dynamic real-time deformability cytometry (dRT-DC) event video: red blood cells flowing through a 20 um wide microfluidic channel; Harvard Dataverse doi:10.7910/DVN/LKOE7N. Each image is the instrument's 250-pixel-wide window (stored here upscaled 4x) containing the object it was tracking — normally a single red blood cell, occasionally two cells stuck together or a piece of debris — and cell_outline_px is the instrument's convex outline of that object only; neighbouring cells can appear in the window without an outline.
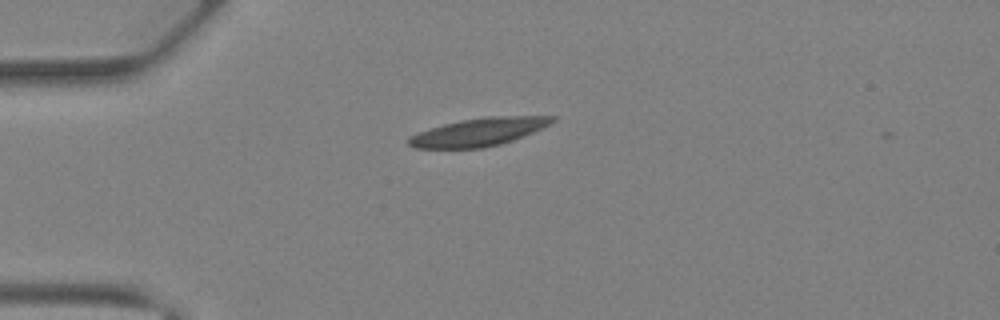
{"species": "Egyptian fruit bat (a non-hibernating species)", "species_latin": "Rousettus aegyptiacus", "temperature_condition": "warm", "stored_images_in_passage": 32, "camera_frame_rate_fps": 3000, "um_per_image_px": 0.085, "animal": {"sex": "female"}, "frame": {"image": 1, "passage_image": 1, "time_ms": 0.0, "image_size_px": [1000, 320], "cell_outline_px": [[556, 120], [532, 132], [512, 140], [500, 144], [484, 148], [416, 148], [408, 144], [408, 136], [416, 132], [444, 124], [460, 120], [484, 116], [556, 116]], "centroid_in_image_um": [40.64, 11.21], "position_along_channel_um": 44.4, "area_um2": 23.29}}
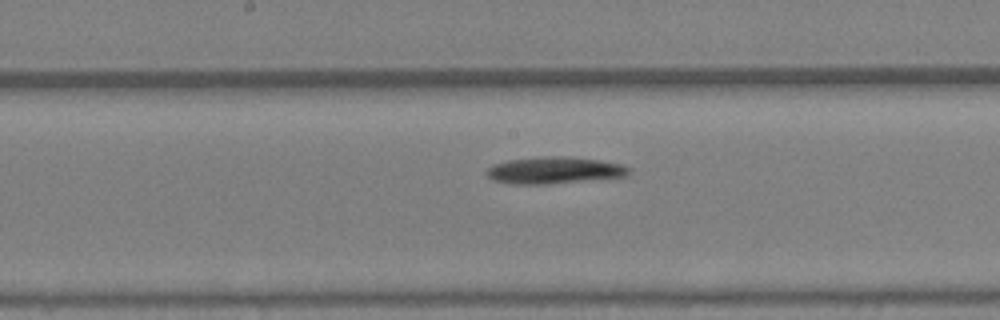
{"frame": {"image": 2, "passage_image": 12, "time_ms": 3.667, "image_size_px": [1000, 320], "cell_outline_px": [[632, 172], [624, 176], [548, 184], [508, 184], [492, 180], [484, 172], [492, 164], [508, 160], [544, 156], [560, 156], [600, 160], [620, 164], [628, 168]], "centroid_in_image_um": [47.03, 14.48], "position_along_channel_um": 201.2, "area_um2": 22.14}}
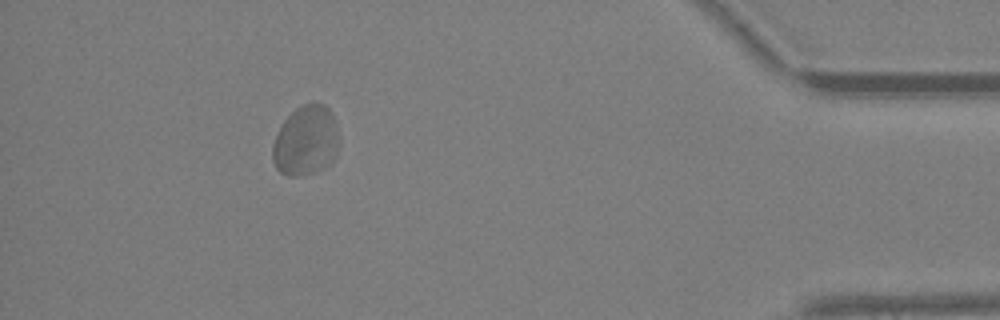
{"frame": {"image": 3, "passage_image": 28, "time_ms": 9.0, "image_size_px": [1000, 320], "cell_outline_px": [[336, 156], [324, 168], [316, 172], [296, 176], [288, 176], [280, 172], [276, 168], [272, 160], [272, 144], [284, 120], [296, 108], [312, 100], [316, 100], [324, 104], [332, 112], [336, 124]], "centroid_in_image_um": [25.97, 11.94], "position_along_channel_um": 409.2, "area_um2": 27.11}}